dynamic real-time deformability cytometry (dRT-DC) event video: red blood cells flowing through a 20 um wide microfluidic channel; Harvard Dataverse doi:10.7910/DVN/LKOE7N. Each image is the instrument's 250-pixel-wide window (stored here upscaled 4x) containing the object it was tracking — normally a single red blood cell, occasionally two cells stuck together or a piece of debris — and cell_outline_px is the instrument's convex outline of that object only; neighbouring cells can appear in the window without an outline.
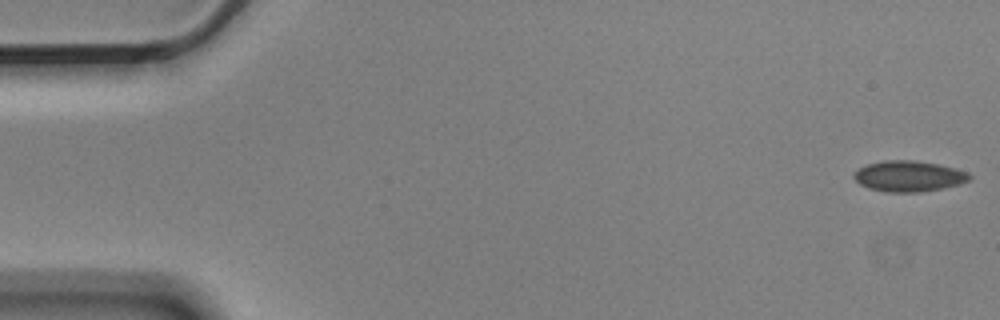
{"species": "Egyptian fruit bat (a non-hibernating species)", "species_latin": "Rousettus aegyptiacus", "temperature_condition": "cold", "stored_images_in_passage": 3, "camera_frame_rate_fps": 3000, "um_per_image_px": 0.085, "animal": {"sex": "male"}, "frame": {"image": 1, "passage_image": 1, "time_ms": 0.0, "image_size_px": [1000, 320], "cell_outline_px": [[972, 176], [968, 180], [960, 184], [944, 188], [920, 192], [884, 192], [868, 188], [860, 184], [852, 176], [860, 168], [868, 164], [884, 160], [916, 160], [936, 164], [968, 172]], "centroid_in_image_um": [77.24, 14.98], "position_along_channel_um": 7.8, "area_um2": 20.63}}
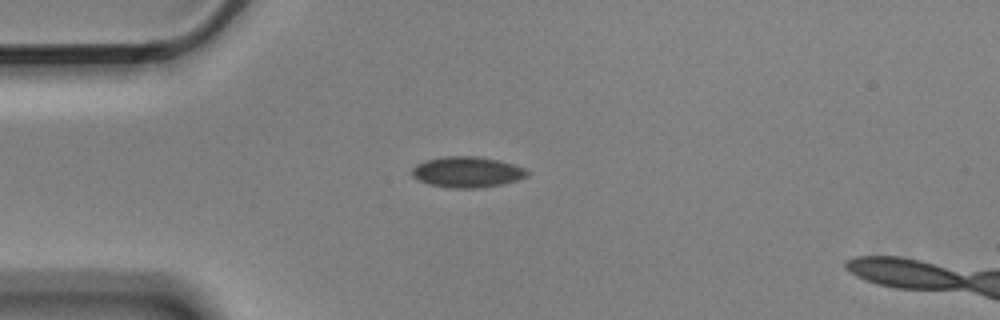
{"frame": {"image": 2, "passage_image": 2, "time_ms": 0.333, "image_size_px": [1000, 320], "cell_outline_px": [[528, 176], [504, 184], [480, 188], [448, 188], [428, 184], [416, 180], [412, 176], [412, 168], [416, 164], [424, 160], [444, 156], [476, 156], [500, 160], [516, 164], [524, 168], [528, 172]], "centroid_in_image_um": [39.69, 14.62], "position_along_channel_um": 45.3, "area_um2": 21.04}}
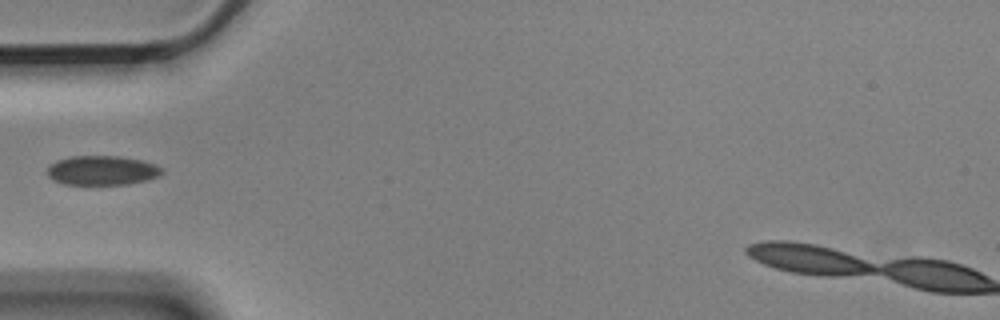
{"frame": {"image": 3, "passage_image": 3, "time_ms": 0.667, "image_size_px": [1000, 320], "cell_outline_px": [[164, 172], [160, 176], [148, 180], [128, 184], [64, 184], [48, 176], [48, 168], [56, 160], [72, 156], [120, 156], [144, 160], [156, 164], [164, 168]], "centroid_in_image_um": [8.77, 14.47], "position_along_channel_um": 76.2, "area_um2": 19.77}}